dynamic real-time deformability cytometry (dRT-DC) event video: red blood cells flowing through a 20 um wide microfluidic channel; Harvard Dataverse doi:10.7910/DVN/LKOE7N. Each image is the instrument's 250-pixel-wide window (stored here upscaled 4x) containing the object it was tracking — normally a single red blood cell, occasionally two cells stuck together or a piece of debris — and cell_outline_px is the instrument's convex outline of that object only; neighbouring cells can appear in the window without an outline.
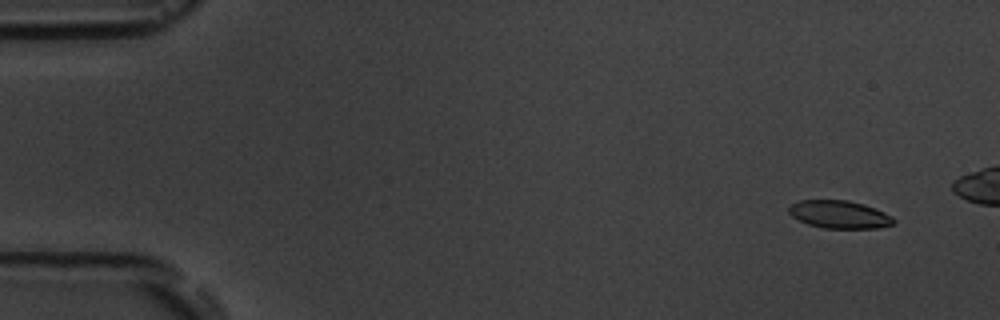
{"species": "common noctule bat (a hibernating species)", "species_latin": "Nyctalus noctula", "temperature_condition": "room temperature", "stored_images_in_passage": 5, "camera_frame_rate_fps": 3000, "um_per_image_px": 0.085, "animal": {"sex": "male", "body_mass_g": 19.5, "forearm_length_mm": 54.6}, "frame": {"image": 1, "passage_image": 1, "time_ms": 0.0, "image_size_px": [1000, 320], "cell_outline_px": [[896, 220], [892, 224], [880, 228], [824, 228], [808, 224], [792, 216], [788, 212], [788, 208], [792, 204], [800, 200], [848, 200], [864, 204], [884, 212], [892, 216]], "centroid_in_image_um": [71.36, 18.22], "position_along_channel_um": 13.6, "area_um2": 16.94}}